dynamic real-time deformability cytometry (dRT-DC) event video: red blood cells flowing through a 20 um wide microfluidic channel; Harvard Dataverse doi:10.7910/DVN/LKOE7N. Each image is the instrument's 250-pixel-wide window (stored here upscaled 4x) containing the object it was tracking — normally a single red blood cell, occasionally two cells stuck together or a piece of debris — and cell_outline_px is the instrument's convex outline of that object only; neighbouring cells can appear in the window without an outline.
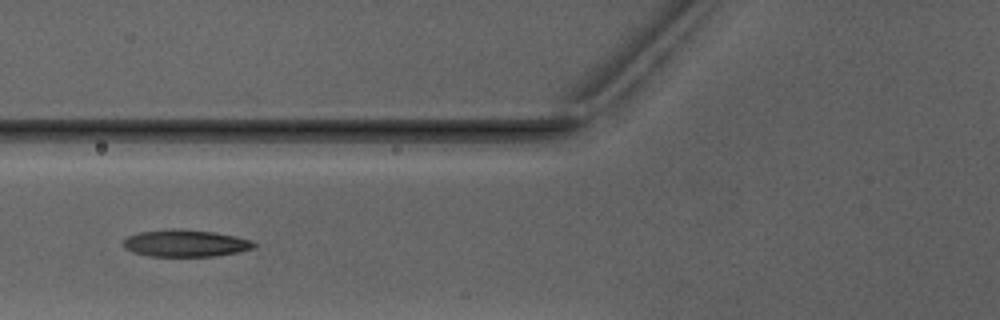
{"species": "Egyptian fruit bat (a non-hibernating species)", "species_latin": "Rousettus aegyptiacus", "temperature_condition": "warm", "stored_images_in_passage": 5, "camera_frame_rate_fps": 3000, "um_per_image_px": 0.085, "animal": {"sex": "male"}, "frame": {"image": 1, "passage_image": 5, "time_ms": 4.667, "image_size_px": [1000, 320], "cell_outline_px": [[256, 248], [236, 252], [212, 256], [152, 256], [132, 252], [124, 248], [120, 244], [128, 236], [140, 232], [172, 228], [180, 228], [216, 232], [236, 236], [252, 240], [256, 244]], "centroid_in_image_um": [15.76, 20.66], "position_along_channel_um": 110.0, "area_um2": 20.75}}